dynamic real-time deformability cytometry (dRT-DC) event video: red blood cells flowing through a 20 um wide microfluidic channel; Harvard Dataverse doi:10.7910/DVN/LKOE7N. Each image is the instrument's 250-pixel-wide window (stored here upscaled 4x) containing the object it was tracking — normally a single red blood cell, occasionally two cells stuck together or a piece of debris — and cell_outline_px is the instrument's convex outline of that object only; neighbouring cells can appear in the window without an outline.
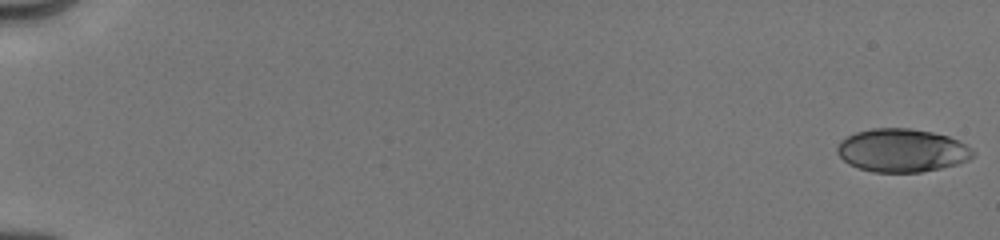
{"species": "human", "species_latin": "Homo sapiens", "temperature_condition": "cold", "stored_images_in_passage": 13, "camera_frame_rate_fps": 3000, "um_per_image_px": 0.085, "donor": {"sex": "male"}, "frame": {"image": 1, "passage_image": 1, "time_ms": 0.0, "image_size_px": [1000, 240], "cell_outline_px": [[976, 152], [968, 160], [956, 164], [940, 168], [920, 172], [872, 172], [848, 164], [836, 152], [836, 148], [840, 140], [856, 132], [872, 128], [908, 128], [932, 132], [948, 136], [972, 148]], "centroid_in_image_um": [76.64, 12.78], "position_along_channel_um": 8.4, "area_um2": 34.1}}
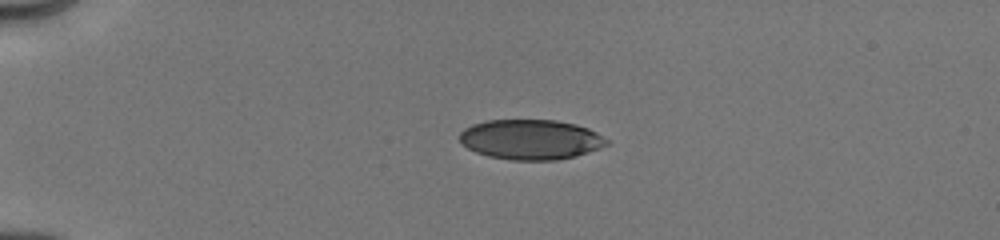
{"frame": {"image": 2, "passage_image": 8, "time_ms": 4.333, "image_size_px": [1000, 240], "cell_outline_px": [[608, 144], [600, 148], [576, 156], [556, 160], [512, 160], [488, 156], [476, 152], [468, 148], [460, 140], [460, 132], [464, 128], [472, 124], [488, 120], [556, 120], [576, 124], [588, 128], [596, 132], [608, 140]], "centroid_in_image_um": [45.12, 11.85], "position_along_channel_um": 39.9, "area_um2": 34.28}}
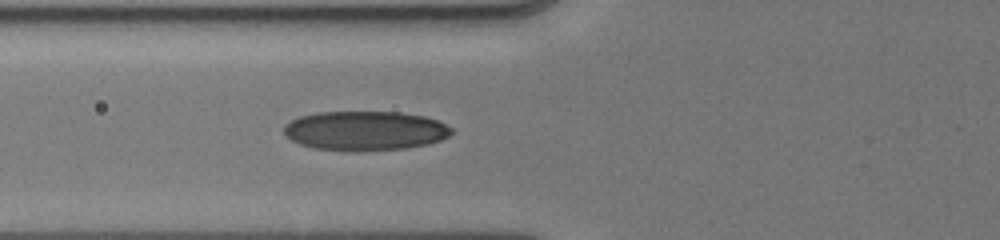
{"frame": {"image": 3, "passage_image": 13, "time_ms": 7.0, "image_size_px": [1000, 240], "cell_outline_px": [[452, 132], [448, 136], [440, 140], [428, 144], [404, 148], [316, 148], [300, 144], [284, 136], [284, 124], [300, 116], [316, 112], [400, 112], [424, 116], [436, 120], [452, 128]], "centroid_in_image_um": [31.02, 11.06], "position_along_channel_um": 94.8, "area_um2": 37.28}}